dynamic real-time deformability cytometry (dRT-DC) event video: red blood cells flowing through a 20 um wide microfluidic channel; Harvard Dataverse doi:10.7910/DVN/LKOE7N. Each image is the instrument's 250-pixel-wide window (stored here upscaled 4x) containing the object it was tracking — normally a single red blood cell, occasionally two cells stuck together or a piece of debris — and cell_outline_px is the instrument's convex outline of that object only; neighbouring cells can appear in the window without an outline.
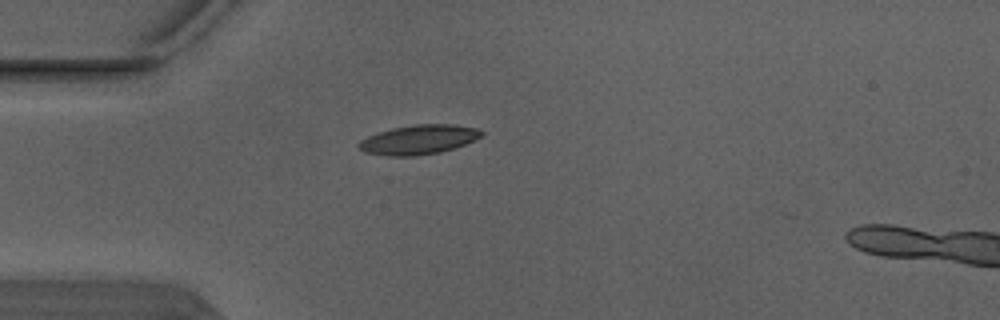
{"species": "Egyptian fruit bat (a non-hibernating species)", "species_latin": "Rousettus aegyptiacus", "temperature_condition": "warm", "stored_images_in_passage": 4, "camera_frame_rate_fps": 3000, "um_per_image_px": 0.085, "animal": {"sex": "male"}, "frame": {"image": 1, "passage_image": 4, "time_ms": 1.0, "image_size_px": [1000, 320], "cell_outline_px": [[484, 136], [464, 144], [440, 152], [416, 156], [388, 156], [364, 152], [356, 144], [360, 140], [368, 136], [392, 128], [416, 124], [452, 124], [476, 128], [484, 132]], "centroid_in_image_um": [35.59, 11.87], "position_along_channel_um": 49.4, "area_um2": 20.98}}